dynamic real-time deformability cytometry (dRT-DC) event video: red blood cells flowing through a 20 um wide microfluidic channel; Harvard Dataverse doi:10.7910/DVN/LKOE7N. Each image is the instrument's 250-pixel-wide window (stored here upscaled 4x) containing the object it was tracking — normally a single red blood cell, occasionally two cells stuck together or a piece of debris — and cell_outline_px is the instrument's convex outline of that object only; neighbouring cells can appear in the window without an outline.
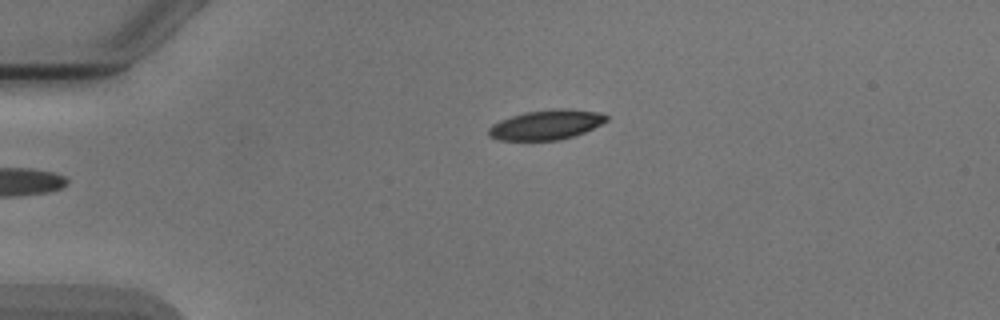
{"species": "Egyptian fruit bat (a non-hibernating species)", "species_latin": "Rousettus aegyptiacus", "temperature_condition": "cold", "stored_images_in_passage": 4, "camera_frame_rate_fps": 3000, "um_per_image_px": 0.085, "animal": {"sex": "male"}, "frame": {"image": 1, "passage_image": 4, "time_ms": 4.333, "image_size_px": [1000, 320], "cell_outline_px": [[608, 120], [584, 132], [560, 140], [500, 140], [488, 136], [488, 128], [492, 124], [500, 120], [524, 112], [556, 108], [568, 108], [600, 112], [608, 116]], "centroid_in_image_um": [46.42, 10.59], "position_along_channel_um": 38.6, "area_um2": 20.46}}